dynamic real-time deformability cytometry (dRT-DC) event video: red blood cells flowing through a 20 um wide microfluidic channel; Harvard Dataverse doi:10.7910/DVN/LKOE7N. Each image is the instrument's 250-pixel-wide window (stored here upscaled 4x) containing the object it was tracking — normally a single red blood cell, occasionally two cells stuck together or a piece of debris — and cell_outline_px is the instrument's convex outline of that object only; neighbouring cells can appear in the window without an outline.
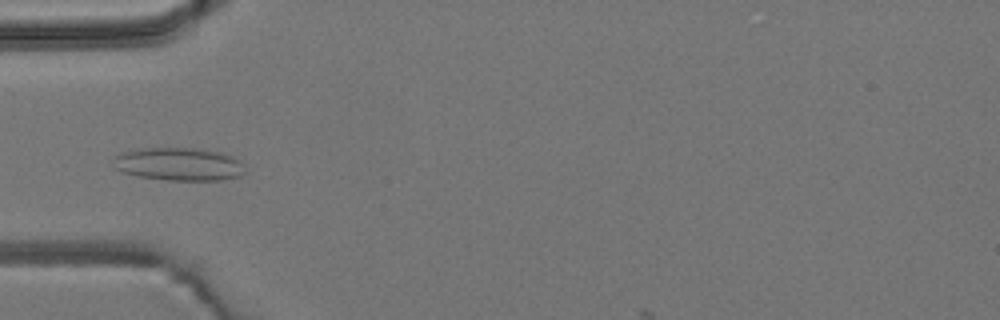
{"species": "common noctule bat (a hibernating species)", "species_latin": "Nyctalus noctula", "temperature_condition": "room temperature", "stored_images_in_passage": 4, "camera_frame_rate_fps": 3000, "um_per_image_px": 0.085, "animal": {"sex": "male", "body_mass_g": 19.2, "forearm_length_mm": 51.8}, "frame": {"image": 1, "passage_image": 4, "time_ms": 4.667, "image_size_px": [1000, 320], "cell_outline_px": [[244, 172], [240, 176], [224, 180], [168, 180], [136, 176], [120, 172], [116, 168], [112, 160], [112, 156], [120, 152], [140, 148], [196, 148], [220, 152], [232, 156], [240, 160], [244, 164]], "centroid_in_image_um": [15.17, 13.95], "position_along_channel_um": 69.8, "area_um2": 25.72}}